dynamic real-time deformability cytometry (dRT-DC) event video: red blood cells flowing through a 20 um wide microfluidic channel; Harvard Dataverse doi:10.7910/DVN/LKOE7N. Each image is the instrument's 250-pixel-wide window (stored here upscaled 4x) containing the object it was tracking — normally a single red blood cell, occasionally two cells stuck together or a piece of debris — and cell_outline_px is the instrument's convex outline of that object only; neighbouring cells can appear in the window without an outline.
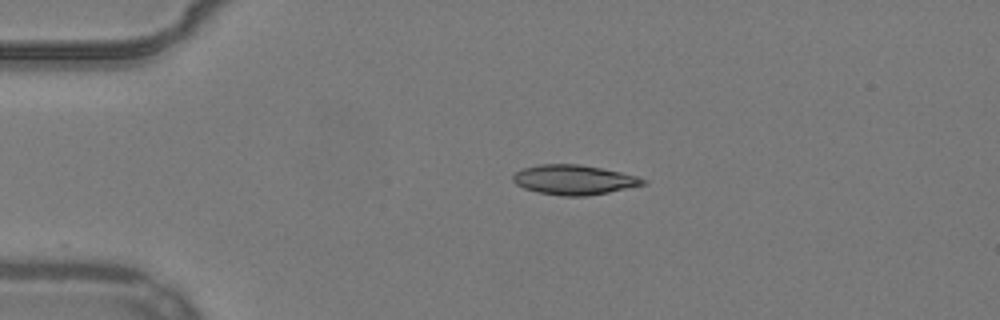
{"species": "common noctule bat (a hibernating species)", "species_latin": "Nyctalus noctula", "temperature_condition": "warm", "stored_images_in_passage": 42, "camera_frame_rate_fps": 3000, "um_per_image_px": 0.085, "animal": {"sex": "male", "body_mass_g": 19.2, "forearm_length_mm": 51.8}, "frame": {"image": 1, "passage_image": 1, "time_ms": 0.0, "image_size_px": [1000, 320], "cell_outline_px": [[648, 180], [644, 184], [608, 192], [588, 196], [560, 196], [536, 192], [524, 188], [516, 184], [512, 180], [512, 176], [520, 168], [540, 164], [580, 164], [620, 172], [636, 176]], "centroid_in_image_um": [48.73, 15.28], "position_along_channel_um": 36.3, "area_um2": 22.54}}
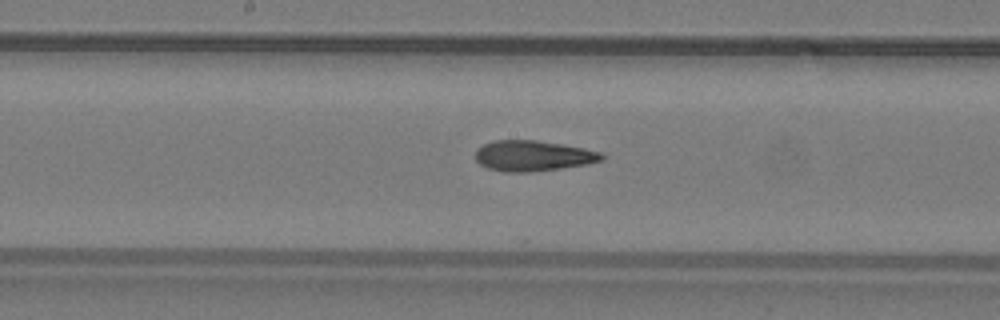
{"frame": {"image": 2, "passage_image": 17, "time_ms": 5.333, "image_size_px": [1000, 320], "cell_outline_px": [[604, 160], [588, 164], [532, 172], [504, 172], [488, 168], [480, 164], [476, 160], [476, 148], [492, 140], [536, 140], [584, 148], [600, 152], [604, 156]], "centroid_in_image_um": [45.29, 13.24], "position_along_channel_um": 202.9, "area_um2": 22.54}}
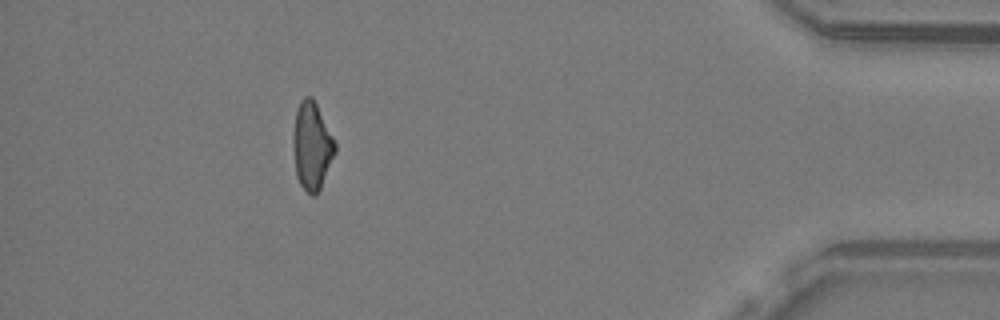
{"frame": {"image": 3, "passage_image": 37, "time_ms": 12.0, "image_size_px": [1000, 320], "cell_outline_px": [[336, 152], [320, 188], [316, 196], [312, 196], [300, 184], [296, 176], [292, 144], [292, 136], [296, 112], [300, 100], [304, 96], [312, 96], [336, 144]], "centroid_in_image_um": [26.49, 12.41], "position_along_channel_um": 408.7, "area_um2": 21.33}, "authors_computed_cell_mechanics": {"area_um2": 22.5709, "velocity_mm_per_s": 3.9015, "shape_relaxation_time_tau1_ms": 10.1811, "shape_relaxation_time_tau2_ms": 2.9906, "deformation_change_tau1": 0.2593, "deformation_change_tau2": 0.1214}}